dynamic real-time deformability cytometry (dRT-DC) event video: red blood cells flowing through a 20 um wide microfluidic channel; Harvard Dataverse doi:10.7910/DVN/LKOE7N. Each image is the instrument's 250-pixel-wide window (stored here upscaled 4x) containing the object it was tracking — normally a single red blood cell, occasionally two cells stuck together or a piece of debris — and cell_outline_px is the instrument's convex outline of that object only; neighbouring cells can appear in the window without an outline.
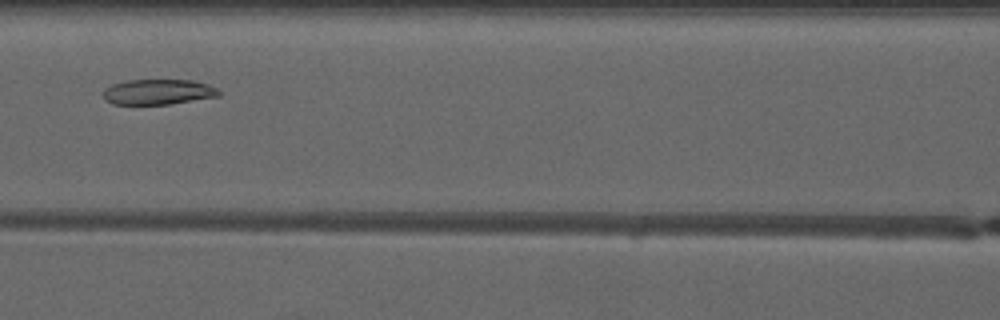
{"species": "common noctule bat (a hibernating species)", "species_latin": "Nyctalus noctula", "temperature_condition": "warm", "stored_images_in_passage": 4, "camera_frame_rate_fps": 3000, "um_per_image_px": 0.085, "animal": {"sex": "male", "forearm_length_mm": 52.5}, "frame": {"image": 1, "passage_image": 3, "time_ms": 2.333, "image_size_px": [1000, 320], "cell_outline_px": [[224, 92], [220, 96], [168, 104], [112, 104], [104, 100], [104, 88], [112, 84], [128, 80], [192, 80], [208, 84]], "centroid_in_image_um": [13.46, 7.81], "position_along_channel_um": 153.1, "area_um2": 17.17}}
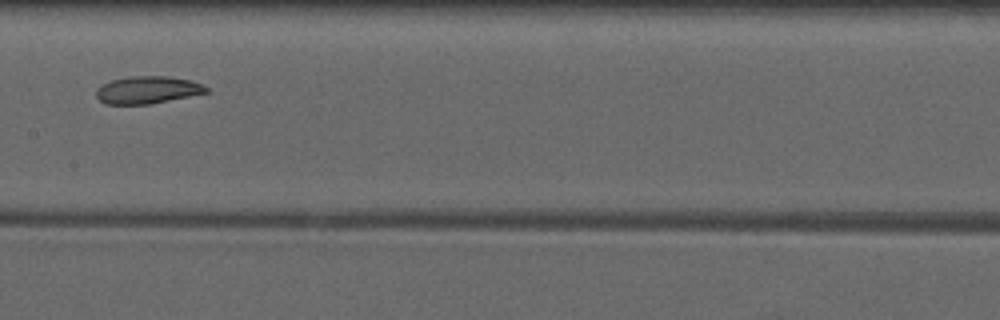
{"frame": {"image": 2, "passage_image": 4, "time_ms": 3.333, "image_size_px": [1000, 320], "cell_outline_px": [[212, 92], [148, 104], [104, 104], [96, 96], [96, 88], [112, 80], [132, 76], [168, 76], [192, 80], [208, 88]], "centroid_in_image_um": [12.57, 7.64], "position_along_channel_um": 194.8, "area_um2": 17.57}}